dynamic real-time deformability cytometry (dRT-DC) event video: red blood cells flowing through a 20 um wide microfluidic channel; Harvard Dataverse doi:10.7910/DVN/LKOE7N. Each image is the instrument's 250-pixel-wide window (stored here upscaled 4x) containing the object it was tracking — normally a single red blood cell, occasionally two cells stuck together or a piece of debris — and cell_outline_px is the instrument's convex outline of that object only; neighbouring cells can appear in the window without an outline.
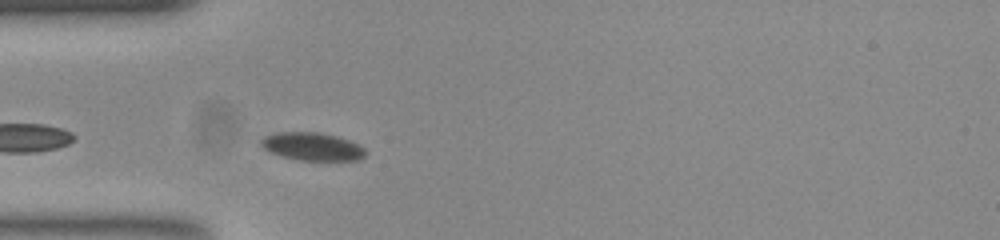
{"species": "common noctule bat (a hibernating species)", "species_latin": "Nyctalus noctula", "temperature_condition": "room temperature", "stored_images_in_passage": 32, "camera_frame_rate_fps": 3000, "um_per_image_px": 0.085, "animal": {"sex": "female", "body_mass_g": 23.0, "forearm_length_mm": 53.4}, "frame": {"image": 1, "passage_image": 4, "time_ms": 1.0, "image_size_px": [1000, 240], "cell_outline_px": [[364, 156], [356, 160], [300, 160], [284, 156], [272, 152], [264, 148], [260, 144], [260, 140], [264, 136], [276, 132], [316, 132], [336, 136], [348, 140], [356, 144], [364, 152]], "centroid_in_image_um": [26.47, 12.44], "position_along_channel_um": 58.5, "area_um2": 16.53}}
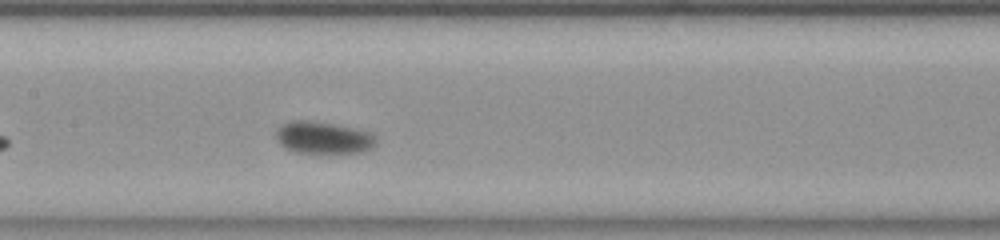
{"frame": {"image": 2, "passage_image": 14, "time_ms": 4.333, "image_size_px": [1000, 240], "cell_outline_px": [[372, 144], [368, 148], [352, 152], [296, 152], [280, 144], [276, 136], [276, 132], [284, 124], [292, 120], [300, 120], [332, 124], [364, 132], [372, 140]], "centroid_in_image_um": [27.31, 11.7], "position_along_channel_um": 180.1, "area_um2": 17.17}}
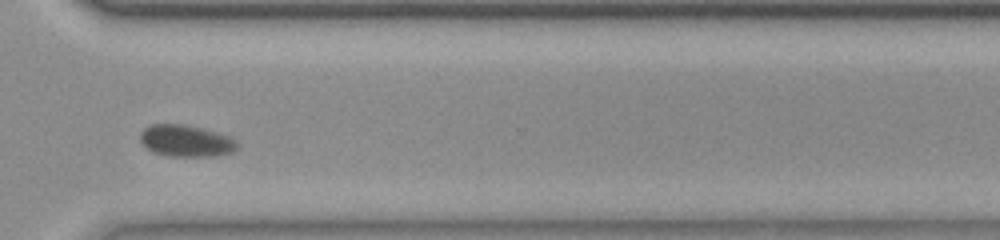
{"frame": {"image": 3, "passage_image": 28, "time_ms": 9.0, "image_size_px": [1000, 240], "cell_outline_px": [[240, 144], [232, 152], [208, 156], [168, 156], [156, 152], [148, 148], [140, 140], [140, 132], [144, 128], [152, 124], [184, 124], [200, 128], [228, 136], [236, 140]], "centroid_in_image_um": [15.8, 11.96], "position_along_channel_um": 354.8, "area_um2": 17.63}}